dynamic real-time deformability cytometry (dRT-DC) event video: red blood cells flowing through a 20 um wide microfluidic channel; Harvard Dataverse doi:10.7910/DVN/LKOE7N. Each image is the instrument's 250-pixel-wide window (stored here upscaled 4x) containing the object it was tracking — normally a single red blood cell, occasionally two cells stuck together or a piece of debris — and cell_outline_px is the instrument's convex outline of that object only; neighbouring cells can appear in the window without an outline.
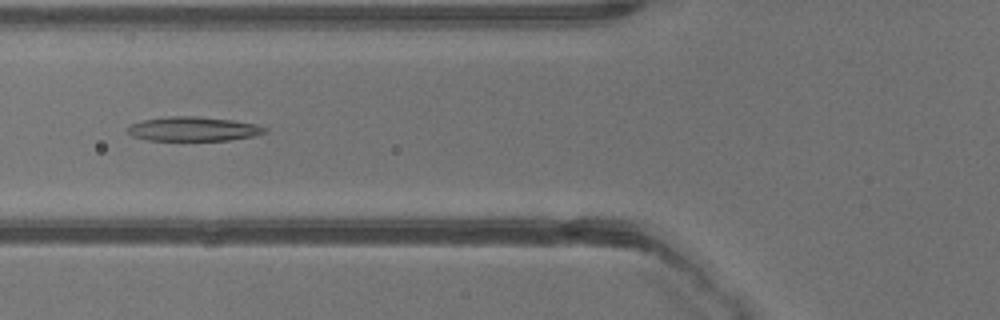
{"species": "common noctule bat (a hibernating species)", "species_latin": "Nyctalus noctula", "temperature_condition": "warm", "stored_images_in_passage": 40, "camera_frame_rate_fps": 3000, "um_per_image_px": 0.085, "animal": {"sex": "male", "body_mass_g": 13.3}, "frame": {"image": 1, "passage_image": 16, "time_ms": 5.0, "image_size_px": [1000, 320], "cell_outline_px": [[268, 132], [252, 136], [228, 140], [144, 140], [132, 136], [124, 128], [128, 124], [140, 120], [168, 116], [200, 116], [232, 120], [256, 124], [268, 128]], "centroid_in_image_um": [16.37, 10.95], "position_along_channel_um": 109.4, "area_um2": 19.71}}
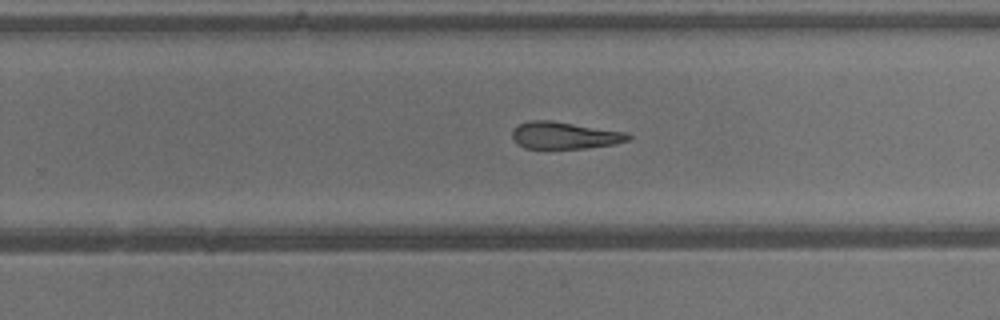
{"frame": {"image": 2, "passage_image": 26, "time_ms": 8.333, "image_size_px": [1000, 320], "cell_outline_px": [[632, 136], [628, 140], [612, 144], [584, 148], [524, 148], [516, 144], [512, 140], [512, 132], [520, 124], [528, 120], [552, 120], [624, 132]], "centroid_in_image_um": [47.93, 11.5], "position_along_channel_um": 281.9, "area_um2": 18.09}}
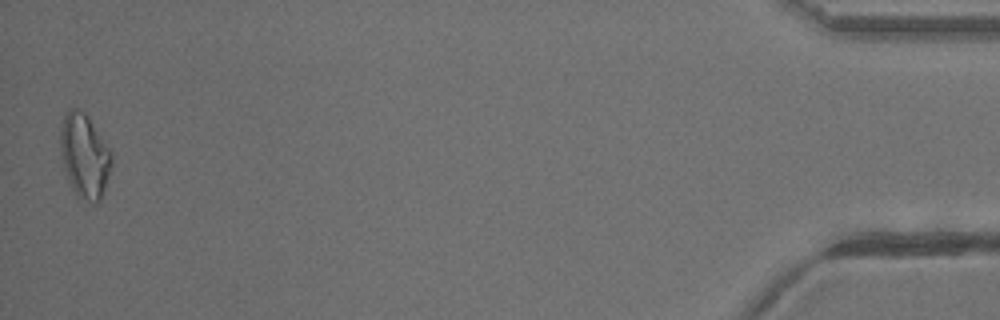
{"frame": {"image": 3, "passage_image": 40, "time_ms": 13.0, "image_size_px": [1000, 320], "cell_outline_px": [[112, 164], [100, 200], [96, 204], [92, 204], [76, 196], [68, 180], [64, 168], [60, 152], [60, 128], [64, 116], [68, 108], [76, 108], [84, 112], [88, 116], [112, 152]], "centroid_in_image_um": [7.17, 13.25], "position_along_channel_um": 428.0, "area_um2": 25.26}}